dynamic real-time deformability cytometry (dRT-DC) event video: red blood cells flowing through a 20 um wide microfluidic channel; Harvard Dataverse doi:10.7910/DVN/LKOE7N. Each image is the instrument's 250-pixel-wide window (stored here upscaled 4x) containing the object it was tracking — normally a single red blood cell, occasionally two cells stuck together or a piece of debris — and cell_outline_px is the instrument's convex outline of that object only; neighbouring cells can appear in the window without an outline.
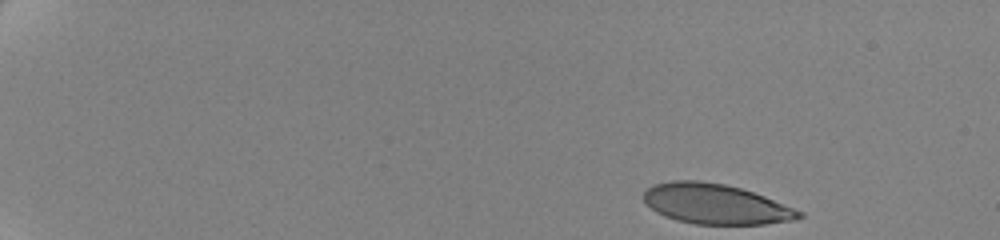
{"species": "human", "species_latin": "Homo sapiens", "temperature_condition": "cold", "stored_images_in_passage": 27, "camera_frame_rate_fps": 3000, "um_per_image_px": 0.085, "donor": {"sex": "female"}, "frame": {"image": 1, "passage_image": 1, "time_ms": 0.0, "image_size_px": [1000, 240], "cell_outline_px": [[804, 216], [796, 220], [764, 224], [696, 224], [676, 220], [664, 216], [656, 212], [644, 200], [644, 192], [648, 188], [656, 184], [672, 180], [700, 180], [724, 184], [740, 188], [764, 196], [804, 212]], "centroid_in_image_um": [60.85, 17.34], "position_along_channel_um": 24.2, "area_um2": 36.18}}
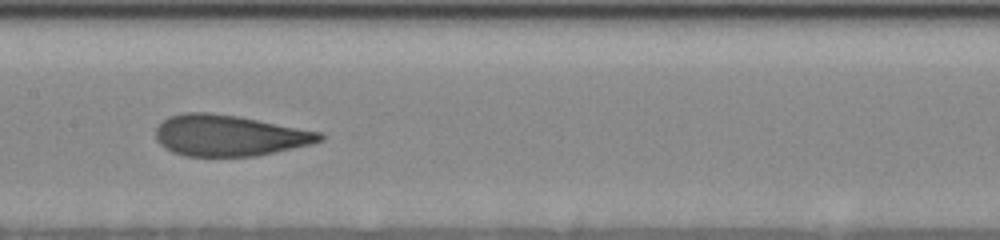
{"frame": {"image": 2, "passage_image": 14, "time_ms": 8.667, "image_size_px": [1000, 240], "cell_outline_px": [[324, 140], [312, 144], [256, 156], [184, 156], [172, 152], [164, 148], [156, 140], [156, 128], [168, 116], [184, 112], [208, 112], [236, 116], [320, 132], [324, 136]], "centroid_in_image_um": [19.44, 11.52], "position_along_channel_um": 188.0, "area_um2": 39.13}}
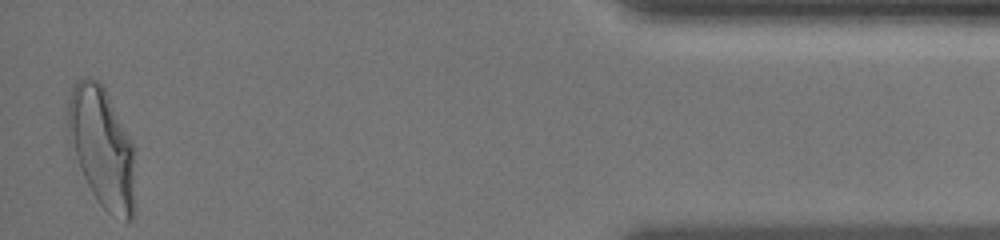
{"frame": {"image": 3, "passage_image": 27, "time_ms": 17.0, "image_size_px": [1000, 240], "cell_outline_px": [[136, 208], [132, 220], [124, 220], [112, 216], [100, 204], [92, 192], [84, 176], [76, 156], [68, 124], [68, 100], [72, 88], [76, 80], [88, 76], [100, 80], [104, 84], [132, 144]], "centroid_in_image_um": [8.71, 12.52], "position_along_channel_um": 426.5, "area_um2": 46.59}, "authors_computed_cell_mechanics": {"area_um2": 39.6508, "velocity_mm_per_s": 3.5097, "shape_relaxation_time_tau1_ms": 5.278, "shape_relaxation_time_tau2_ms": 0.9387, "deformation_change_tau1": 0.1991, "deformation_change_tau2": 0.0836}}